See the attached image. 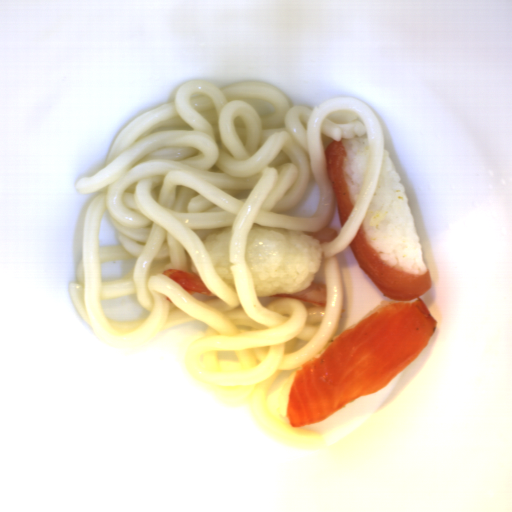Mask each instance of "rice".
<instances>
[{
	"mask_svg": "<svg viewBox=\"0 0 512 512\" xmlns=\"http://www.w3.org/2000/svg\"><path fill=\"white\" fill-rule=\"evenodd\" d=\"M232 226L218 229L205 237L203 251L224 284L234 291L235 284L231 265Z\"/></svg>",
	"mask_w": 512,
	"mask_h": 512,
	"instance_id": "acb35da6",
	"label": "rice"
},
{
	"mask_svg": "<svg viewBox=\"0 0 512 512\" xmlns=\"http://www.w3.org/2000/svg\"><path fill=\"white\" fill-rule=\"evenodd\" d=\"M345 149V175L351 201L355 207L363 187L369 154V135L339 139Z\"/></svg>",
	"mask_w": 512,
	"mask_h": 512,
	"instance_id": "8eca5e8b",
	"label": "rice"
},
{
	"mask_svg": "<svg viewBox=\"0 0 512 512\" xmlns=\"http://www.w3.org/2000/svg\"><path fill=\"white\" fill-rule=\"evenodd\" d=\"M361 224L370 245L389 265L409 273L427 270L409 197L386 146L380 174Z\"/></svg>",
	"mask_w": 512,
	"mask_h": 512,
	"instance_id": "023b6e5f",
	"label": "rice"
},
{
	"mask_svg": "<svg viewBox=\"0 0 512 512\" xmlns=\"http://www.w3.org/2000/svg\"><path fill=\"white\" fill-rule=\"evenodd\" d=\"M322 244L303 231L253 225L246 263L258 297L301 292L323 260Z\"/></svg>",
	"mask_w": 512,
	"mask_h": 512,
	"instance_id": "652b925c",
	"label": "rice"
}]
</instances>
